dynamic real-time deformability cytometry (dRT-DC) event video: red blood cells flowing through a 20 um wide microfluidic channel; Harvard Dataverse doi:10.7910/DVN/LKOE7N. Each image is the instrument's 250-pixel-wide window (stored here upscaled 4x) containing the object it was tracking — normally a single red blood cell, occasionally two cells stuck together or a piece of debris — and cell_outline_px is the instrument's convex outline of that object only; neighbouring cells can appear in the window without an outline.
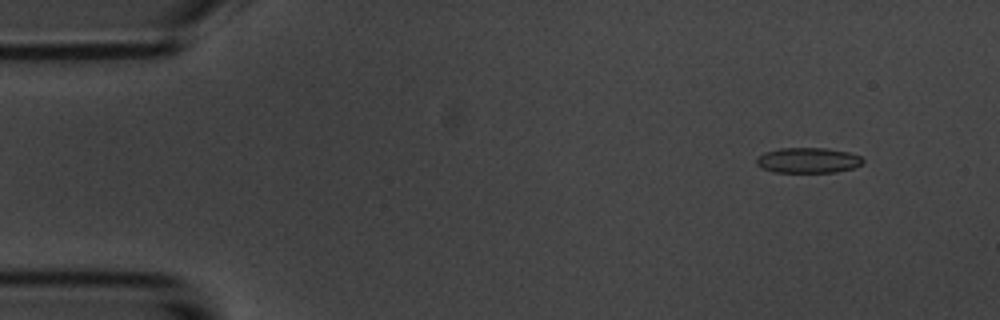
{"species": "common noctule bat (a hibernating species)", "species_latin": "Nyctalus noctula", "temperature_condition": "room temperature", "stored_images_in_passage": 5, "camera_frame_rate_fps": 3000, "um_per_image_px": 0.085, "animal": {"sex": "male", "body_mass_g": 20.1, "forearm_length_mm": 53.5}, "frame": {"image": 1, "passage_image": 2, "time_ms": 1.333, "image_size_px": [1000, 320], "cell_outline_px": [[864, 160], [860, 164], [852, 168], [836, 172], [772, 172], [760, 168], [756, 164], [756, 156], [764, 152], [780, 148], [824, 148], [848, 152], [860, 156]], "centroid_in_image_um": [68.61, 13.63], "position_along_channel_um": 16.4, "area_um2": 15.78}}
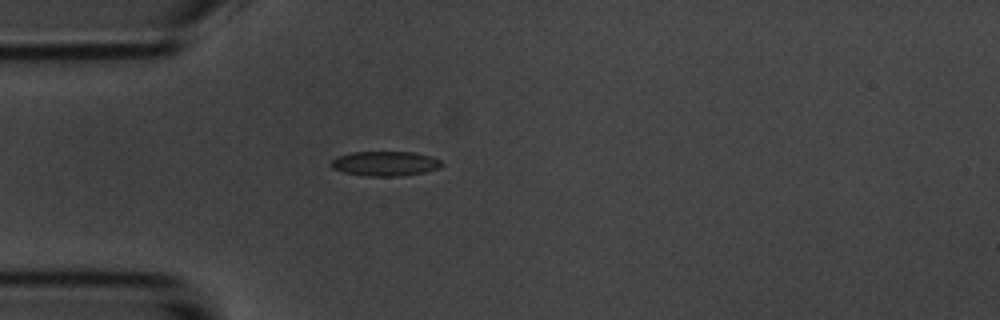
{"frame": {"image": 2, "passage_image": 5, "time_ms": 4.667, "image_size_px": [1000, 320], "cell_outline_px": [[444, 164], [440, 168], [424, 172], [400, 176], [364, 176], [344, 172], [332, 168], [328, 164], [336, 156], [352, 152], [412, 152], [432, 156], [440, 160]], "centroid_in_image_um": [32.72, 13.9], "position_along_channel_um": 52.3, "area_um2": 16.07}}